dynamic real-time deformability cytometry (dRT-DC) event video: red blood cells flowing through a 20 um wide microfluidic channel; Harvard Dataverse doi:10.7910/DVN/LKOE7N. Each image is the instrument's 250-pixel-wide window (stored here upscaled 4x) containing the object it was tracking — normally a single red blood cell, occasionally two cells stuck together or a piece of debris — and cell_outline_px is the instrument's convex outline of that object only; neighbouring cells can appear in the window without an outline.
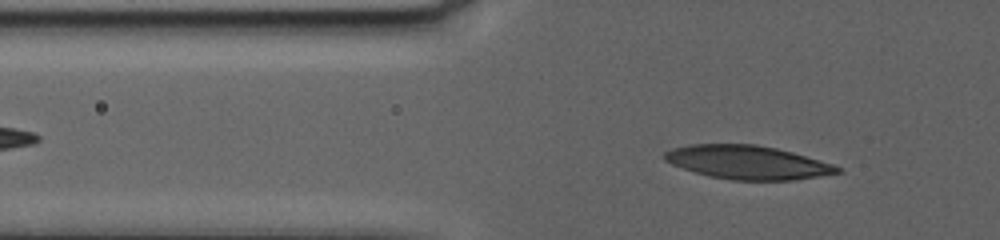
{"species": "human", "species_latin": "Homo sapiens", "temperature_condition": "warm", "stored_images_in_passage": 86, "camera_frame_rate_fps": 3000, "um_per_image_px": 0.085, "donor": {"sex": "female"}, "frame": {"image": 1, "passage_image": 26, "time_ms": 8.333, "image_size_px": [1000, 240], "cell_outline_px": [[844, 172], [792, 180], [732, 180], [708, 176], [672, 164], [664, 160], [664, 152], [672, 148], [688, 144], [756, 144], [776, 148], [792, 152], [820, 160], [832, 164], [840, 168]], "centroid_in_image_um": [63.53, 13.79], "position_along_channel_um": 62.3, "area_um2": 33.76}}
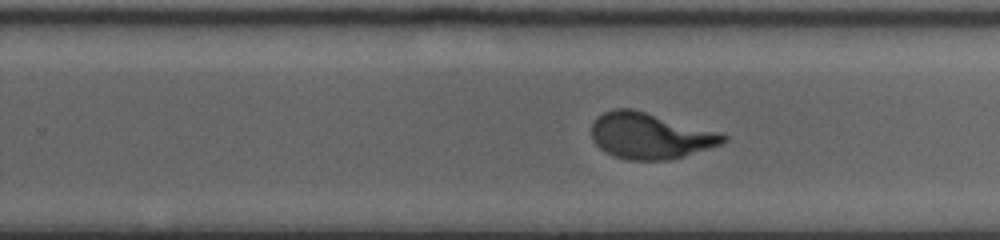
{"frame": {"image": 2, "passage_image": 57, "time_ms": 18.667, "image_size_px": [1000, 240], "cell_outline_px": [[728, 140], [720, 144], [684, 156], [668, 160], [628, 160], [604, 152], [592, 140], [592, 124], [596, 116], [604, 112], [616, 108], [632, 108], [724, 132], [728, 136]], "centroid_in_image_um": [55.28, 11.53], "position_along_channel_um": 274.5, "area_um2": 35.72}}
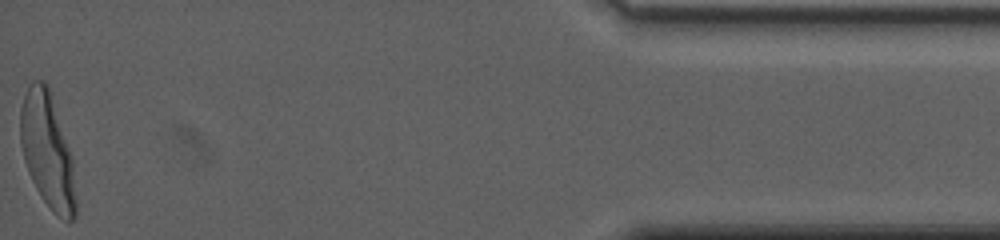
{"frame": {"image": 3, "passage_image": 86, "time_ms": 28.333, "image_size_px": [1000, 240], "cell_outline_px": [[76, 216], [72, 220], [68, 220], [52, 212], [36, 188], [28, 172], [24, 160], [20, 144], [20, 108], [24, 96], [32, 80], [44, 80], [48, 84], [72, 160], [76, 204]], "centroid_in_image_um": [4.0, 12.79], "position_along_channel_um": 431.2, "area_um2": 36.59}}